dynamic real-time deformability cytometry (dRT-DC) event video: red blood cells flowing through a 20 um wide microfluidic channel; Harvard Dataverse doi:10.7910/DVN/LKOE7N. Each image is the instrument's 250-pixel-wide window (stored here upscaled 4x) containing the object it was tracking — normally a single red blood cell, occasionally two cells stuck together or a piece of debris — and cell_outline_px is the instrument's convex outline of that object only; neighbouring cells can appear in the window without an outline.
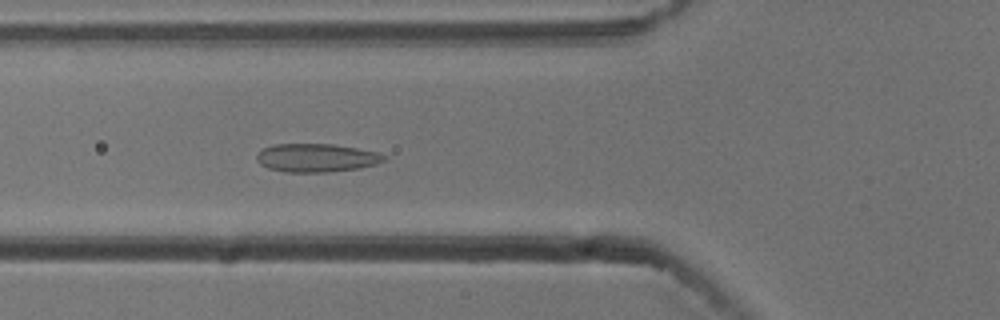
{"species": "common noctule bat (a hibernating species)", "species_latin": "Nyctalus noctula", "temperature_condition": "cold", "stored_images_in_passage": 54, "camera_frame_rate_fps": 3000, "um_per_image_px": 0.085, "animal": {"sex": "male", "body_mass_g": 13.3}, "frame": {"image": 1, "passage_image": 19, "time_ms": 6.0, "image_size_px": [1000, 320], "cell_outline_px": [[388, 160], [376, 164], [360, 168], [324, 172], [284, 172], [268, 168], [260, 164], [256, 160], [256, 156], [264, 148], [272, 144], [332, 144], [380, 152], [388, 156]], "centroid_in_image_um": [26.94, 13.41], "position_along_channel_um": 98.9, "area_um2": 21.21}}
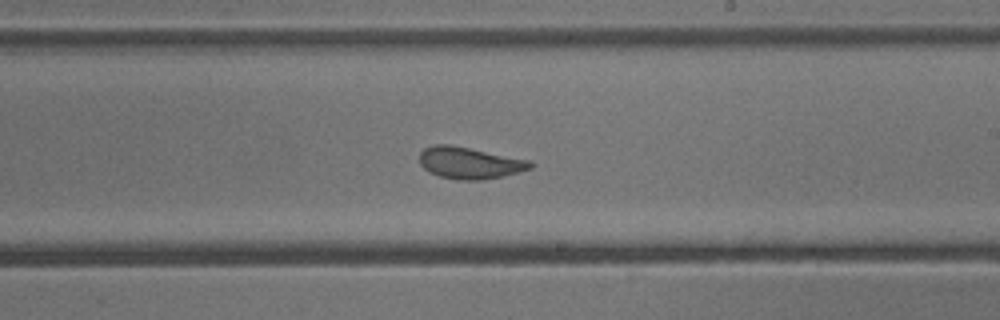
{"frame": {"image": 2, "passage_image": 31, "time_ms": 10.0, "image_size_px": [1000, 320], "cell_outline_px": [[532, 168], [504, 176], [480, 180], [460, 180], [440, 176], [428, 172], [420, 164], [420, 152], [424, 148], [436, 144], [448, 144], [532, 160]], "centroid_in_image_um": [39.92, 13.85], "position_along_channel_um": 249.1, "area_um2": 20.46}}
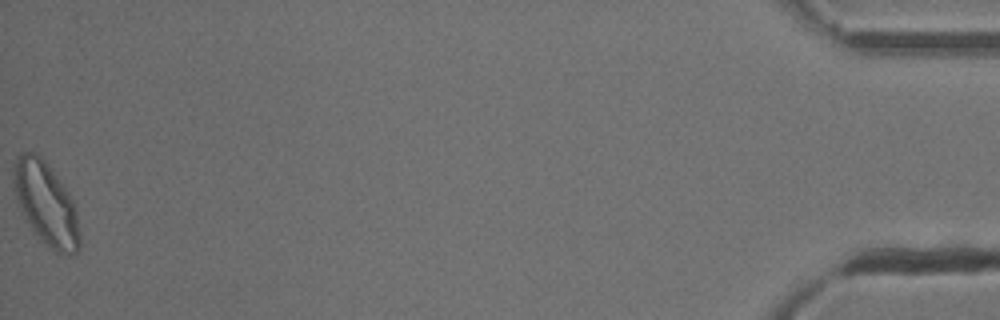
{"frame": {"image": 3, "passage_image": 54, "time_ms": 17.667, "image_size_px": [1000, 320], "cell_outline_px": [[80, 248], [76, 256], [68, 256], [56, 252], [40, 240], [32, 232], [24, 220], [20, 212], [16, 200], [12, 176], [12, 172], [16, 160], [20, 152], [36, 152], [48, 164], [68, 192], [76, 208], [80, 232]], "centroid_in_image_um": [3.91, 17.37], "position_along_channel_um": 431.3, "area_um2": 32.66}, "authors_computed_cell_mechanics": {"area_um2": 22.4553, "velocity_mm_per_s": 3.7535, "shape_relaxation_time_tau1_ms": 5.4273, "shape_relaxation_time_tau2_ms": 1.0868, "deformation_change_tau1": 0.1133, "deformation_change_tau2": 0.0851}}